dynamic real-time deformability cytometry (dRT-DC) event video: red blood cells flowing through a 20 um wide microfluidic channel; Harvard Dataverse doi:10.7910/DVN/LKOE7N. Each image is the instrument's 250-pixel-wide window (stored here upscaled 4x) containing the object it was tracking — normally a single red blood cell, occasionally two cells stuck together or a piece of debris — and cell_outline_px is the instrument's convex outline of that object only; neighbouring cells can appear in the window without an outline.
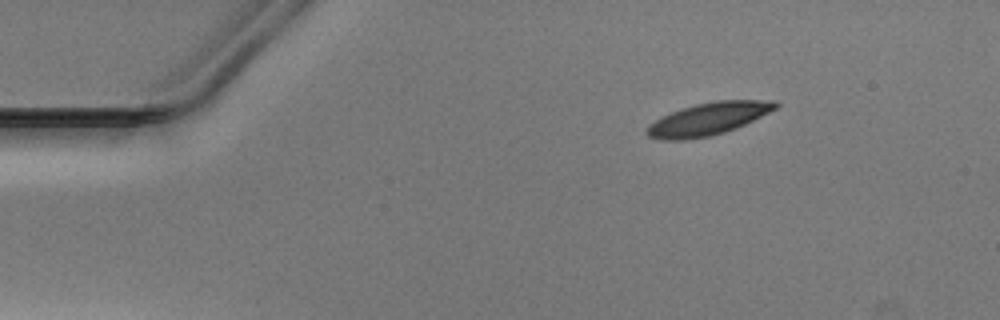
{"species": "Egyptian fruit bat (a non-hibernating species)", "species_latin": "Rousettus aegyptiacus", "temperature_condition": "warm", "stored_images_in_passage": 45, "camera_frame_rate_fps": 3000, "um_per_image_px": 0.085, "animal": {"sex": "male"}, "frame": {"image": 1, "passage_image": 1, "time_ms": 0.0, "image_size_px": [1000, 320], "cell_outline_px": [[780, 104], [776, 108], [736, 128], [724, 132], [708, 136], [680, 140], [664, 140], [648, 136], [648, 124], [660, 116], [696, 104], [716, 100], [776, 100]], "centroid_in_image_um": [60.2, 10.09], "position_along_channel_um": 24.8, "area_um2": 23.93}}
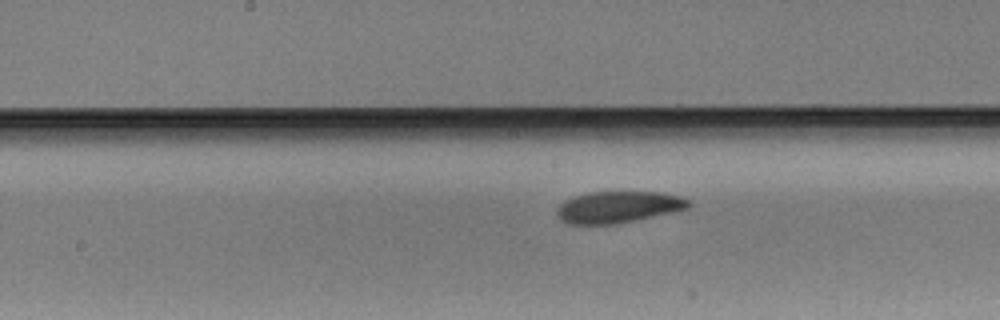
{"frame": {"image": 2, "passage_image": 20, "time_ms": 6.333, "image_size_px": [1000, 320], "cell_outline_px": [[692, 204], [688, 208], [672, 212], [612, 224], [568, 224], [560, 220], [556, 212], [560, 204], [564, 200], [588, 192], [664, 192], [680, 196], [688, 200]], "centroid_in_image_um": [52.53, 17.59], "position_along_channel_um": 195.7, "area_um2": 24.04}}
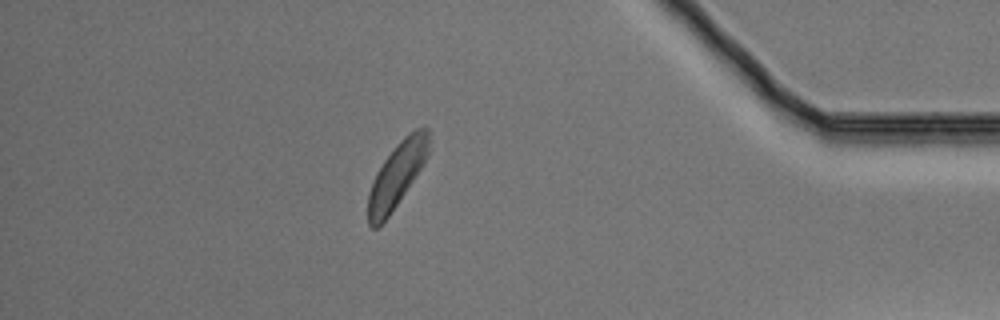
{"frame": {"image": 3, "passage_image": 39, "time_ms": 12.667, "image_size_px": [1000, 320], "cell_outline_px": [[428, 156], [424, 164], [388, 216], [376, 228], [372, 228], [368, 224], [368, 192], [376, 172], [384, 160], [396, 144], [408, 132], [424, 124], [428, 128]], "centroid_in_image_um": [33.73, 14.82], "position_along_channel_um": 401.5, "area_um2": 22.72}}